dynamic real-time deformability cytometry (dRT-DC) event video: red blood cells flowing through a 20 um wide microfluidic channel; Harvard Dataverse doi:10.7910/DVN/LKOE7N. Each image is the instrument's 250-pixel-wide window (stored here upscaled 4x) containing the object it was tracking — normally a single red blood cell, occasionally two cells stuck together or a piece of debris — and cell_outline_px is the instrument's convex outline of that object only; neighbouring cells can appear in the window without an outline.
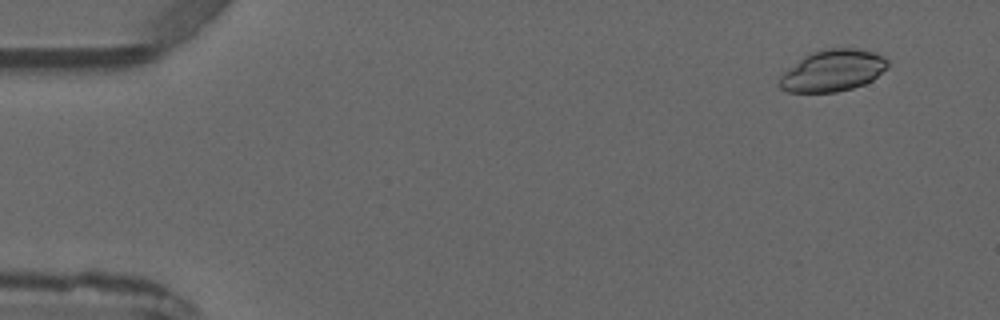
{"species": "common noctule bat (a hibernating species)", "species_latin": "Nyctalus noctula", "temperature_condition": "warm", "stored_images_in_passage": 5, "camera_frame_rate_fps": 3000, "um_per_image_px": 0.085, "animal": {"sex": "male", "forearm_length_mm": 52.5}, "frame": {"image": 1, "passage_image": 5, "time_ms": 4.667, "image_size_px": [1000, 320], "cell_outline_px": [[888, 68], [872, 80], [864, 84], [852, 88], [836, 92], [788, 92], [780, 88], [780, 76], [788, 68], [804, 56], [820, 48], [852, 48], [872, 52], [884, 56], [888, 60]], "centroid_in_image_um": [70.79, 5.99], "position_along_channel_um": 14.2, "area_um2": 26.24}}